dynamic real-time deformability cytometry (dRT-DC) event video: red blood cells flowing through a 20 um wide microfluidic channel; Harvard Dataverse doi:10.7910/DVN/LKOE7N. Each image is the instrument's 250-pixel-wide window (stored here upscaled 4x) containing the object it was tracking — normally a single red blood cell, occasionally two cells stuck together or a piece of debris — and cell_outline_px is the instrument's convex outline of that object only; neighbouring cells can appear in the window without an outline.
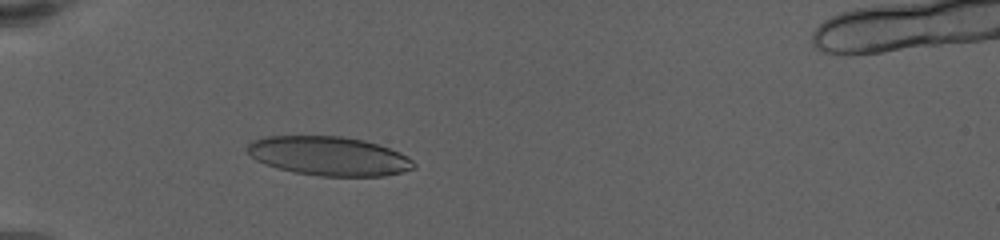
{"species": "human", "species_latin": "Homo sapiens", "temperature_condition": "warm", "stored_images_in_passage": 48, "camera_frame_rate_fps": 3000, "um_per_image_px": 0.085, "donor": {"sex": "female"}, "frame": {"image": 1, "passage_image": 2, "time_ms": 0.333, "image_size_px": [1000, 240], "cell_outline_px": [[416, 168], [404, 172], [384, 176], [320, 176], [292, 172], [276, 168], [264, 164], [256, 160], [244, 148], [252, 140], [268, 136], [340, 136], [364, 140], [388, 148], [408, 156], [416, 164]], "centroid_in_image_um": [27.94, 13.27], "position_along_channel_um": 57.1, "area_um2": 38.09}}
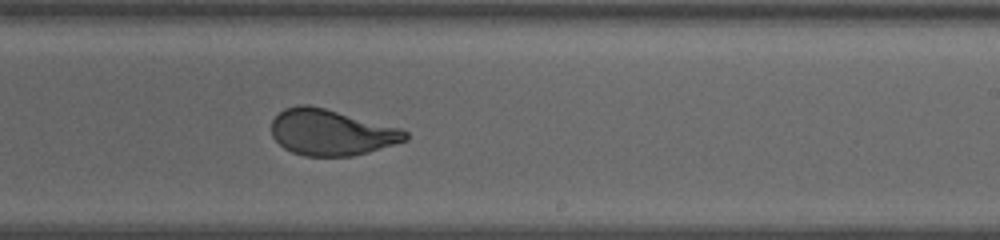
{"frame": {"image": 2, "passage_image": 23, "time_ms": 7.0, "image_size_px": [1000, 240], "cell_outline_px": [[408, 140], [368, 152], [352, 156], [304, 156], [292, 152], [284, 148], [272, 136], [272, 120], [284, 108], [300, 104], [308, 104], [324, 108], [400, 128], [408, 132]], "centroid_in_image_um": [28.15, 11.25], "position_along_channel_um": 260.9, "area_um2": 35.72}}
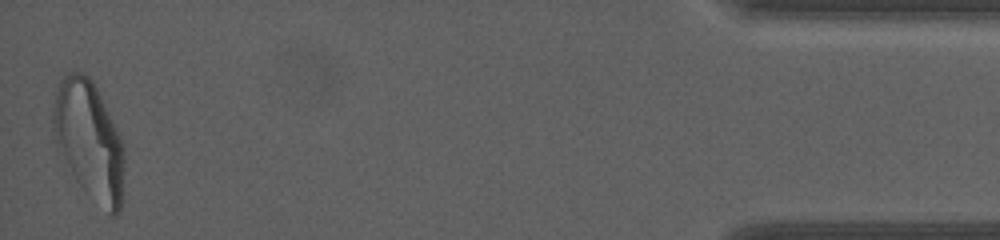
{"frame": {"image": 3, "passage_image": 48, "time_ms": 14.333, "image_size_px": [1000, 240], "cell_outline_px": [[124, 168], [120, 212], [116, 216], [108, 216], [76, 180], [56, 148], [52, 132], [52, 108], [56, 92], [60, 80], [68, 72], [84, 72], [92, 80], [120, 136], [124, 148]], "centroid_in_image_um": [7.56, 11.96], "position_along_channel_um": 427.6, "area_um2": 49.25}, "authors_computed_cell_mechanics": {"area_um2": 37.4544, "velocity_mm_per_s": 3.3008, "shape_relaxation_time_tau1_ms": 7.2081, "shape_relaxation_time_tau2_ms": null, "deformation_change_tau1": 0.261, "deformation_change_tau2": null}}